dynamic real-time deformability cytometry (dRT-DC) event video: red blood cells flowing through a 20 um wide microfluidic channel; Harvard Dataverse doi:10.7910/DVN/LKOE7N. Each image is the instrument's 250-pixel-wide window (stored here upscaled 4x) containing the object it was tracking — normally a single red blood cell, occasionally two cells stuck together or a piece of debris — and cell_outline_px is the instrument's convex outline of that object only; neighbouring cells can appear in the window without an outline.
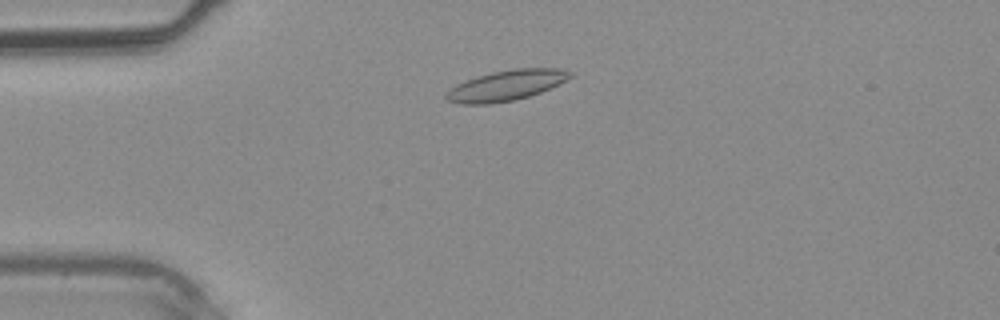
{"species": "common noctule bat (a hibernating species)", "species_latin": "Nyctalus noctula", "temperature_condition": "warm", "stored_images_in_passage": 36, "camera_frame_rate_fps": 3000, "um_per_image_px": 0.085, "animal": {"sex": "male", "body_mass_g": 20.4}, "frame": {"image": 1, "passage_image": 6, "time_ms": 1.667, "image_size_px": [1000, 320], "cell_outline_px": [[572, 76], [540, 92], [528, 96], [512, 100], [488, 104], [460, 104], [448, 100], [444, 96], [452, 88], [464, 80], [492, 72], [516, 68], [560, 68], [572, 72]], "centroid_in_image_um": [43.01, 7.25], "position_along_channel_um": 42.0, "area_um2": 21.5}}
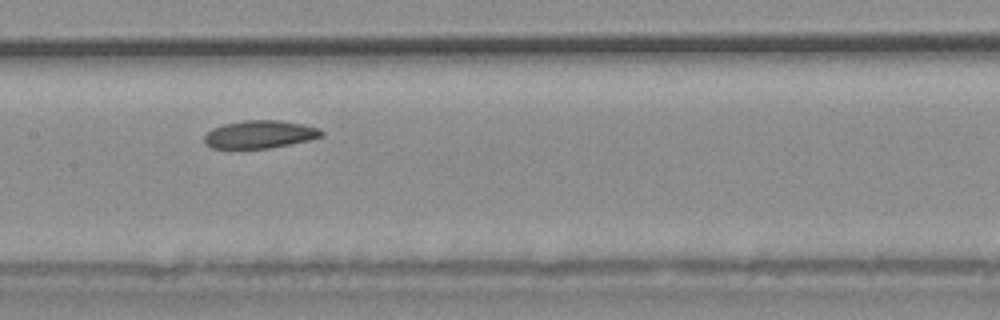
{"frame": {"image": 2, "passage_image": 16, "time_ms": 5.0, "image_size_px": [1000, 320], "cell_outline_px": [[324, 136], [308, 140], [268, 148], [212, 148], [204, 140], [204, 136], [212, 128], [224, 124], [244, 120], [280, 120], [304, 124], [320, 128], [324, 132]], "centroid_in_image_um": [22.12, 11.4], "position_along_channel_um": 185.3, "area_um2": 18.9}}